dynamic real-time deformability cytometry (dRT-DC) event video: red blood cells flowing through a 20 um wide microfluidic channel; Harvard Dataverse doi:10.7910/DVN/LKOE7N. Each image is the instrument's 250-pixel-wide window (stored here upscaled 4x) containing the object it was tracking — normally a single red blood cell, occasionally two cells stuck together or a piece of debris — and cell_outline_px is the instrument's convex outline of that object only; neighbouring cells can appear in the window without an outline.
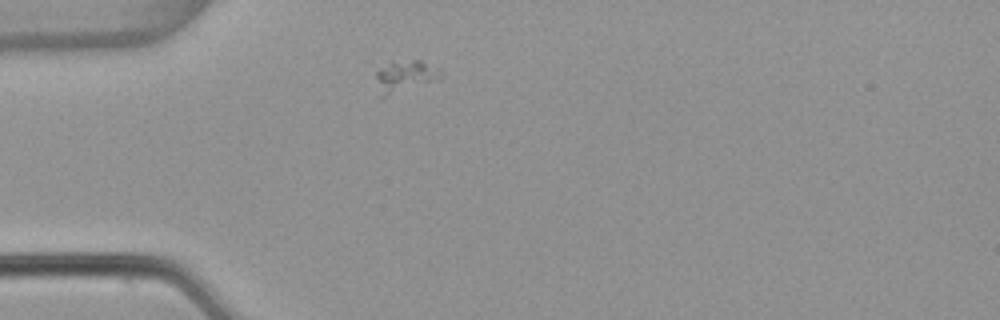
{"species": "common noctule bat (a hibernating species)", "species_latin": "Nyctalus noctula", "temperature_condition": "warm", "stored_images_in_passage": 1, "camera_frame_rate_fps": 3000, "um_per_image_px": 0.085, "animal": {"sex": "female", "body_mass_g": 22.7, "forearm_length_mm": 54.2}, "frame": {"image": 1, "passage_image": 1, "time_ms": 0.0, "image_size_px": [1000, 320], "cell_outline_px": [[444, 76], [440, 80], [380, 100], [376, 76], [376, 72], [380, 68], [392, 60], [420, 60], [440, 68], [444, 72]], "centroid_in_image_um": [34.47, 6.52], "position_along_channel_um": 50.5, "area_um2": 12.83}}